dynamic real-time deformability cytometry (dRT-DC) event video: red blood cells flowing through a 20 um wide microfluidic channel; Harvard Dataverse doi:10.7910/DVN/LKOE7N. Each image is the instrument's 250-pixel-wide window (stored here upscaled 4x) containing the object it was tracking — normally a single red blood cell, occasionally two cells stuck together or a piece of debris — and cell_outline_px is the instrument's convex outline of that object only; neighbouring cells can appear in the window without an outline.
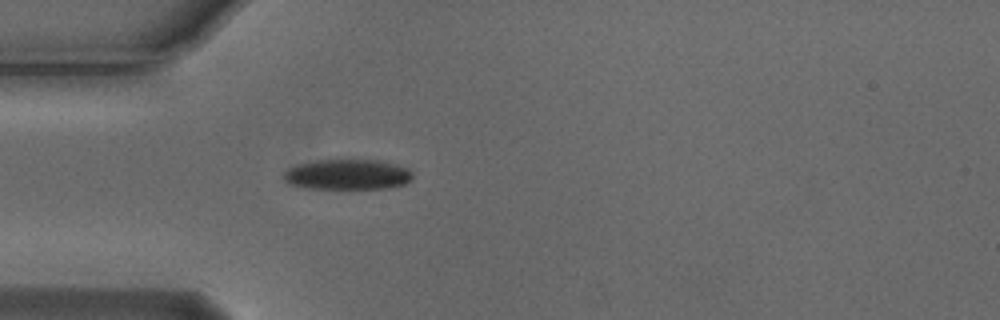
{"species": "Egyptian fruit bat (a non-hibernating species)", "species_latin": "Rousettus aegyptiacus", "temperature_condition": "cold", "stored_images_in_passage": 2, "camera_frame_rate_fps": 3000, "um_per_image_px": 0.085, "animal": {"sex": "male"}, "frame": {"image": 1, "passage_image": 2, "time_ms": 0.333, "image_size_px": [1000, 320], "cell_outline_px": [[412, 180], [404, 184], [388, 188], [308, 188], [288, 184], [284, 180], [284, 172], [288, 168], [300, 164], [316, 160], [380, 160], [396, 164], [408, 168], [412, 172]], "centroid_in_image_um": [29.56, 14.83], "position_along_channel_um": 55.4, "area_um2": 22.77}}